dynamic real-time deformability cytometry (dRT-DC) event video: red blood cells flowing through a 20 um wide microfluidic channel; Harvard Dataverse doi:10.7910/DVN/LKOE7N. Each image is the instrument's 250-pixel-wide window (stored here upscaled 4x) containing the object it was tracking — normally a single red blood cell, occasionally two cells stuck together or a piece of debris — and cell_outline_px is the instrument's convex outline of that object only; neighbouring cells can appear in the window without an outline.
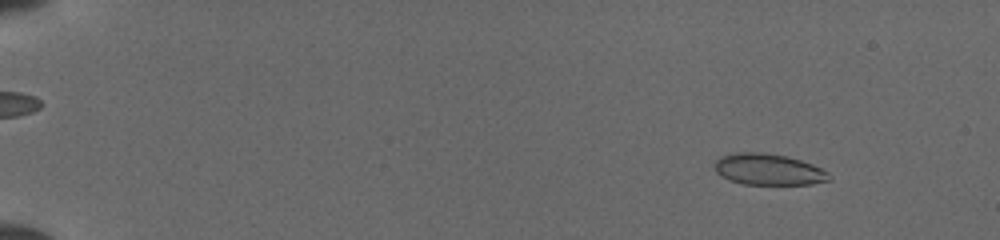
{"species": "common noctule bat (a hibernating species)", "species_latin": "Nyctalus noctula", "temperature_condition": "cold", "stored_images_in_passage": 51, "camera_frame_rate_fps": 3000, "um_per_image_px": 0.085, "animal": {"sex": "female", "body_mass_g": 19.5, "forearm_length_mm": 54.1}, "frame": {"image": 1, "passage_image": 6, "time_ms": 1.667, "image_size_px": [1000, 240], "cell_outline_px": [[832, 180], [812, 184], [744, 184], [728, 180], [716, 172], [716, 160], [724, 156], [736, 152], [764, 152], [788, 156], [812, 164], [828, 172], [832, 176]], "centroid_in_image_um": [65.36, 14.4], "position_along_channel_um": 19.6, "area_um2": 20.87}}
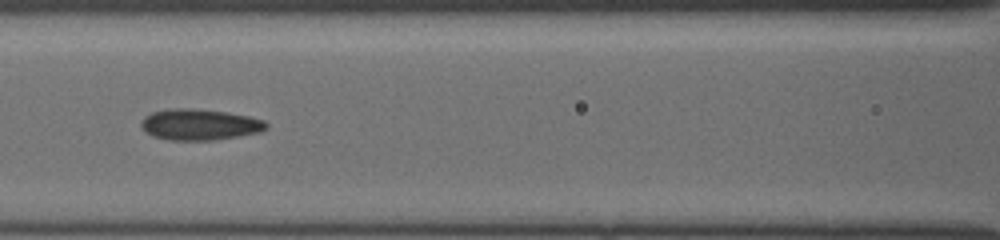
{"frame": {"image": 2, "passage_image": 25, "time_ms": 8.0, "image_size_px": [1000, 240], "cell_outline_px": [[268, 128], [260, 132], [212, 140], [168, 140], [152, 136], [140, 124], [144, 116], [152, 112], [168, 108], [192, 108], [228, 112], [248, 116], [264, 120], [268, 124]], "centroid_in_image_um": [16.97, 10.57], "position_along_channel_um": 149.6, "area_um2": 22.66}}
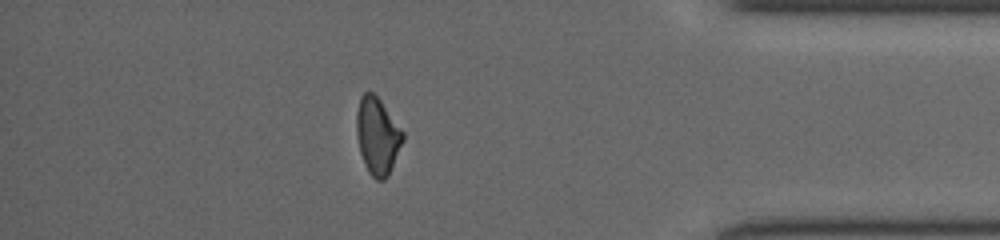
{"frame": {"image": 3, "passage_image": 45, "time_ms": 14.667, "image_size_px": [1000, 240], "cell_outline_px": [[404, 140], [388, 176], [384, 180], [376, 180], [368, 172], [364, 164], [360, 152], [356, 132], [356, 112], [360, 96], [364, 92], [372, 92], [380, 100], [404, 132]], "centroid_in_image_um": [32.07, 11.56], "position_along_channel_um": 403.1, "area_um2": 20.81}}